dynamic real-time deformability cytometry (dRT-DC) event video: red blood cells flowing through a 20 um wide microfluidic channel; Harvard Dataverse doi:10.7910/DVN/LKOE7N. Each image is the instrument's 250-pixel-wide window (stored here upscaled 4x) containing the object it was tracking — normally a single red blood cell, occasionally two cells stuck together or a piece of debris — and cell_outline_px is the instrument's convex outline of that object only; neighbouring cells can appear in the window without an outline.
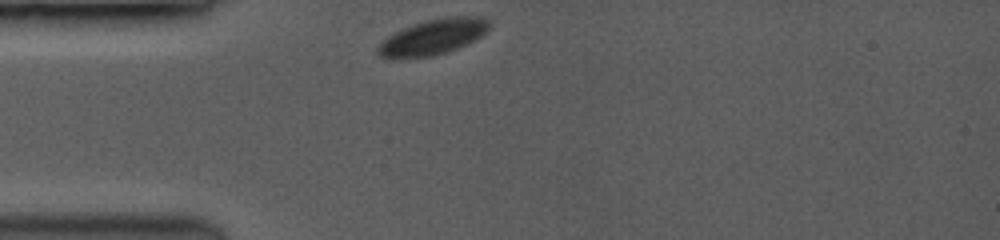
{"species": "common noctule bat (a hibernating species)", "species_latin": "Nyctalus noctula", "temperature_condition": "room temperature", "stored_images_in_passage": 38, "camera_frame_rate_fps": 3500, "um_per_image_px": 0.085, "animal": {"sex": "female", "body_mass_g": 19.0, "forearm_length_mm": 53.3}, "frame": {"image": 1, "passage_image": 1, "time_ms": 0.0, "image_size_px": [1000, 240], "cell_outline_px": [[492, 24], [488, 32], [456, 48], [432, 56], [380, 56], [376, 52], [376, 48], [388, 36], [412, 24], [424, 20], [444, 16], [488, 16]], "centroid_in_image_um": [36.91, 3.07], "position_along_channel_um": 48.1, "area_um2": 22.66}}
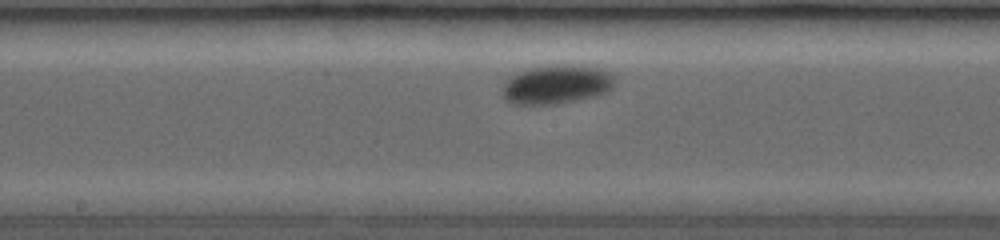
{"frame": {"image": 2, "passage_image": 17, "time_ms": 4.571, "image_size_px": [1000, 240], "cell_outline_px": [[616, 76], [612, 88], [608, 92], [588, 96], [544, 104], [524, 104], [508, 100], [504, 96], [504, 84], [512, 76], [520, 72], [532, 68], [548, 64], [580, 64], [600, 68]], "centroid_in_image_um": [47.38, 7.11], "position_along_channel_um": 200.8, "area_um2": 24.74}}
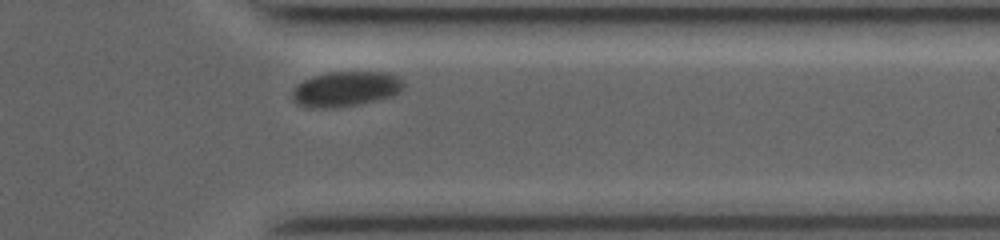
{"frame": {"image": 3, "passage_image": 34, "time_ms": 9.429, "image_size_px": [1000, 240], "cell_outline_px": [[404, 88], [400, 92], [392, 96], [376, 100], [356, 104], [332, 108], [312, 108], [296, 104], [292, 100], [292, 88], [296, 84], [304, 80], [316, 76], [332, 72], [380, 72], [392, 76], [400, 80], [404, 84]], "centroid_in_image_um": [29.32, 7.58], "position_along_channel_um": 382.1, "area_um2": 22.48}, "authors_computed_cell_mechanics": {"area_um2": 22.9177, "velocity_mm_per_s": 3.6695, "shape_relaxation_time_tau1_ms": 1.7401, "shape_relaxation_time_tau2_ms": null, "deformation_change_tau1": 0.058, "deformation_change_tau2": null}}